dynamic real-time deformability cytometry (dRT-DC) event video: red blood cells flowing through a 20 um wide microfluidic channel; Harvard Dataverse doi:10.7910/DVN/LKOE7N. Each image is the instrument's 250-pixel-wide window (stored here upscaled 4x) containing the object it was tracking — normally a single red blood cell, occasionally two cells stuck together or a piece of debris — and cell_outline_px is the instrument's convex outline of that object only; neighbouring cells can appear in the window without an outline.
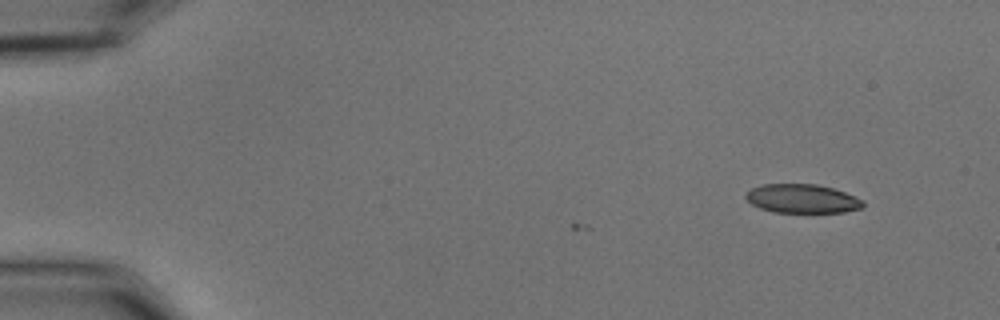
{"species": "common noctule bat (a hibernating species)", "species_latin": "Nyctalus noctula", "temperature_condition": "cold", "stored_images_in_passage": 2, "camera_frame_rate_fps": 3000, "um_per_image_px": 0.085, "animal": {"sex": "male", "body_mass_g": 15.6}, "frame": {"image": 1, "passage_image": 2, "time_ms": 0.333, "image_size_px": [1000, 320], "cell_outline_px": [[864, 208], [844, 212], [772, 212], [760, 208], [752, 204], [744, 196], [752, 188], [764, 184], [816, 184], [832, 188], [844, 192], [864, 200]], "centroid_in_image_um": [68.21, 16.89], "position_along_channel_um": 16.8, "area_um2": 19.65}}